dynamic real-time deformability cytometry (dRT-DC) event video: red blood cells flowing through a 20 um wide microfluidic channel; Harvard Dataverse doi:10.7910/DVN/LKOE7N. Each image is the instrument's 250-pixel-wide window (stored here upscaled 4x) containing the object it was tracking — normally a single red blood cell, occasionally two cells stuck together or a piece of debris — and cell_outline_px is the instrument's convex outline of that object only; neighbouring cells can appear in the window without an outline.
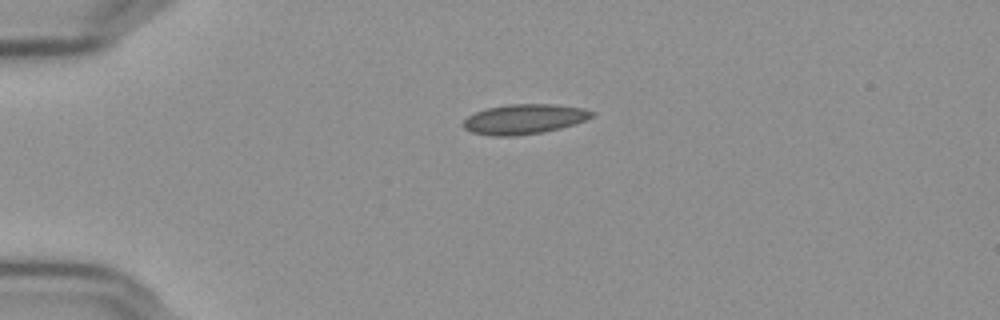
{"species": "Egyptian fruit bat (a non-hibernating species)", "species_latin": "Rousettus aegyptiacus", "temperature_condition": "cold", "stored_images_in_passage": 43, "camera_frame_rate_fps": 3000, "um_per_image_px": 0.085, "frame": {"image": 1, "passage_image": 1, "time_ms": 0.0, "image_size_px": [1000, 320], "cell_outline_px": [[596, 116], [560, 128], [544, 132], [516, 136], [488, 136], [472, 132], [464, 128], [460, 124], [468, 116], [476, 112], [488, 108], [508, 104], [556, 104], [580, 108], [596, 112]], "centroid_in_image_um": [44.54, 10.13], "position_along_channel_um": 40.5, "area_um2": 22.48}}
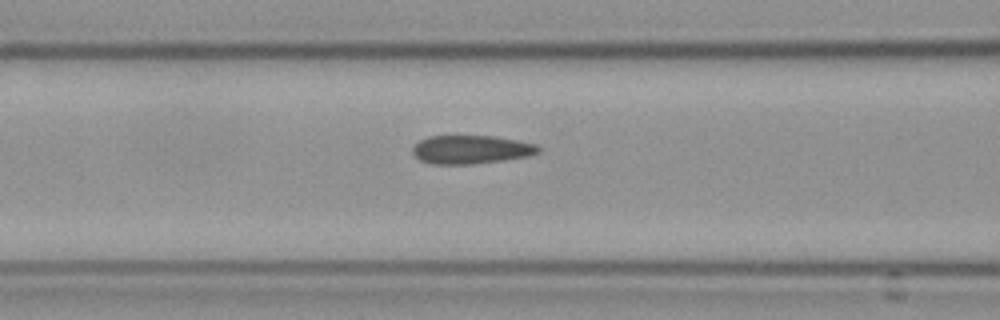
{"frame": {"image": 2, "passage_image": 11, "time_ms": 3.333, "image_size_px": [1000, 320], "cell_outline_px": [[540, 152], [528, 156], [472, 164], [432, 164], [420, 160], [412, 152], [412, 148], [420, 140], [428, 136], [492, 136], [516, 140], [536, 144], [540, 148]], "centroid_in_image_um": [40.02, 12.71], "position_along_channel_um": 126.6, "area_um2": 20.69}}
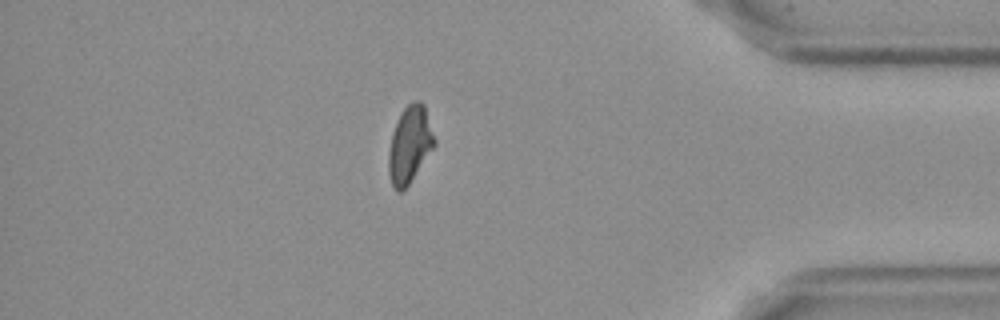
{"frame": {"image": 3, "passage_image": 36, "time_ms": 11.667, "image_size_px": [1000, 320], "cell_outline_px": [[436, 144], [408, 184], [400, 192], [396, 192], [392, 184], [388, 172], [388, 152], [392, 132], [404, 108], [412, 100], [420, 100], [424, 104], [436, 140]], "centroid_in_image_um": [34.83, 12.27], "position_along_channel_um": 400.4, "area_um2": 20.35}, "authors_computed_cell_mechanics": {"area_um2": 20.9814, "velocity_mm_per_s": 3.649, "shape_relaxation_time_tau1_ms": null, "shape_relaxation_time_tau2_ms": 2.3339, "deformation_change_tau1": null, "deformation_change_tau2": 0.0674}}